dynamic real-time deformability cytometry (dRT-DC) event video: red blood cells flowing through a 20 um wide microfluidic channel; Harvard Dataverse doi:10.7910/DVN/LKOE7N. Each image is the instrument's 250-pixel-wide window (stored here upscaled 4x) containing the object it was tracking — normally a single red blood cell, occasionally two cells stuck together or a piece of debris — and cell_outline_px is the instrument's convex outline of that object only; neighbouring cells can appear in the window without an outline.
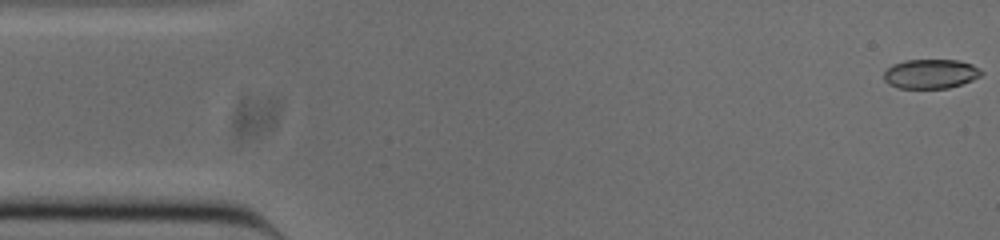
{"species": "common noctule bat (a hibernating species)", "species_latin": "Nyctalus noctula", "temperature_condition": "cold", "stored_images_in_passage": 52, "camera_frame_rate_fps": 3000, "um_per_image_px": 0.085, "animal": {"sex": "male", "body_mass_g": 20.0, "forearm_length_mm": 53.3}, "frame": {"image": 1, "passage_image": 1, "time_ms": 0.0, "image_size_px": [1000, 240], "cell_outline_px": [[984, 72], [980, 76], [972, 80], [948, 88], [900, 88], [888, 84], [884, 80], [884, 72], [892, 64], [904, 60], [960, 60], [972, 64], [980, 68]], "centroid_in_image_um": [79.11, 6.27], "position_along_channel_um": 5.9, "area_um2": 16.76}}
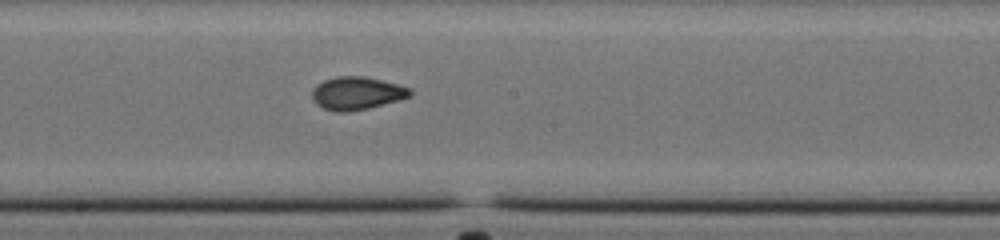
{"frame": {"image": 2, "passage_image": 27, "time_ms": 8.667, "image_size_px": [1000, 240], "cell_outline_px": [[412, 96], [368, 108], [348, 112], [336, 112], [324, 108], [316, 104], [312, 100], [312, 88], [316, 84], [324, 80], [336, 76], [364, 76], [400, 84], [412, 88]], "centroid_in_image_um": [30.33, 7.91], "position_along_channel_um": 217.9, "area_um2": 19.02}}
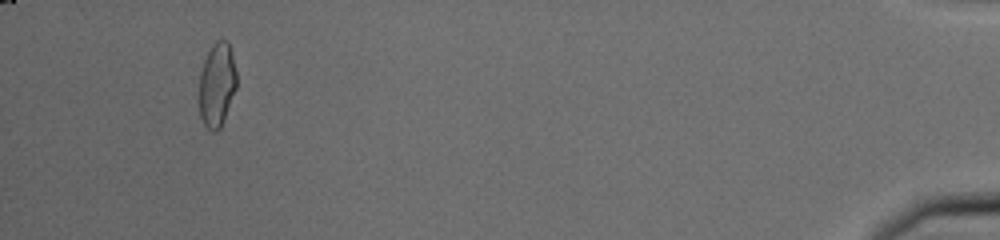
{"frame": {"image": 3, "passage_image": 49, "time_ms": 16.0, "image_size_px": [1000, 240], "cell_outline_px": [[236, 88], [224, 120], [220, 128], [216, 132], [212, 132], [204, 124], [200, 116], [200, 72], [204, 60], [208, 52], [216, 40], [228, 40], [232, 52], [236, 72]], "centroid_in_image_um": [18.45, 7.2], "position_along_channel_um": 416.7, "area_um2": 18.26}, "authors_computed_cell_mechanics": {"area_um2": 18.3515, "velocity_mm_per_s": 3.8525, "shape_relaxation_time_tau1_ms": 6.8066, "shape_relaxation_time_tau2_ms": 0.9485, "deformation_change_tau1": 0.1618, "deformation_change_tau2": 0.0504}}